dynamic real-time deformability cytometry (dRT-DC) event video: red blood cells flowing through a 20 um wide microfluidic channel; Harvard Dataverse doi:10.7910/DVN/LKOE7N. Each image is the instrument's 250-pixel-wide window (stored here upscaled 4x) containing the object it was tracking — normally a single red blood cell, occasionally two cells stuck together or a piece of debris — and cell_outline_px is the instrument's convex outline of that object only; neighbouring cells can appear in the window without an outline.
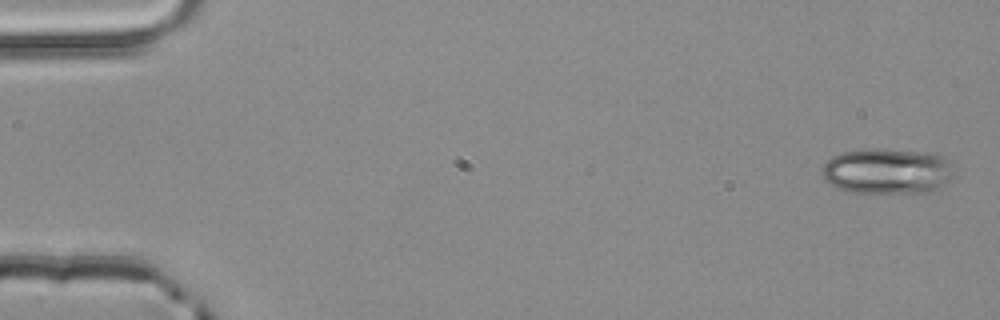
{"species": "common noctule bat (a hibernating species)", "species_latin": "Nyctalus noctula", "temperature_condition": "room temperature", "stored_images_in_passage": 3, "camera_frame_rate_fps": 3000, "um_per_image_px": 0.085, "animal": {"sex": "male", "body_mass_g": 20.4}, "frame": {"image": 1, "passage_image": 1, "time_ms": 0.0, "image_size_px": [1000, 320], "cell_outline_px": [[952, 164], [948, 176], [936, 188], [928, 192], [844, 192], [836, 188], [824, 180], [820, 172], [820, 168], [832, 156], [844, 152], [864, 148], [880, 148], [928, 152], [952, 160]], "centroid_in_image_um": [75.29, 14.52], "position_along_channel_um": 9.7, "area_um2": 34.97}}